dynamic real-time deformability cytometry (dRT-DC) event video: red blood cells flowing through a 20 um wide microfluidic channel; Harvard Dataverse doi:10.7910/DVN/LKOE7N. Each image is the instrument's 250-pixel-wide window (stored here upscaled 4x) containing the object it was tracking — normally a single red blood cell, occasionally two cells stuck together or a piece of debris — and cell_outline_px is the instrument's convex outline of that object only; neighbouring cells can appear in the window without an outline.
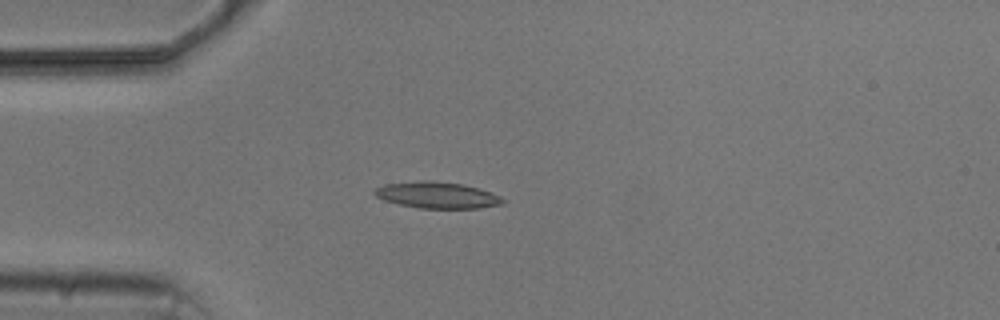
{"species": "common noctule bat (a hibernating species)", "species_latin": "Nyctalus noctula", "temperature_condition": "cold", "stored_images_in_passage": 4, "camera_frame_rate_fps": 3000, "um_per_image_px": 0.085, "animal": {"sex": "male", "body_mass_g": 20.5, "forearm_length_mm": 52.5}, "frame": {"image": 1, "passage_image": 3, "time_ms": 3.667, "image_size_px": [1000, 320], "cell_outline_px": [[504, 204], [480, 208], [420, 208], [400, 204], [384, 200], [376, 196], [372, 192], [376, 188], [384, 184], [420, 180], [432, 180], [464, 184], [500, 196], [504, 200]], "centroid_in_image_um": [37.13, 16.58], "position_along_channel_um": 47.9, "area_um2": 19.65}}